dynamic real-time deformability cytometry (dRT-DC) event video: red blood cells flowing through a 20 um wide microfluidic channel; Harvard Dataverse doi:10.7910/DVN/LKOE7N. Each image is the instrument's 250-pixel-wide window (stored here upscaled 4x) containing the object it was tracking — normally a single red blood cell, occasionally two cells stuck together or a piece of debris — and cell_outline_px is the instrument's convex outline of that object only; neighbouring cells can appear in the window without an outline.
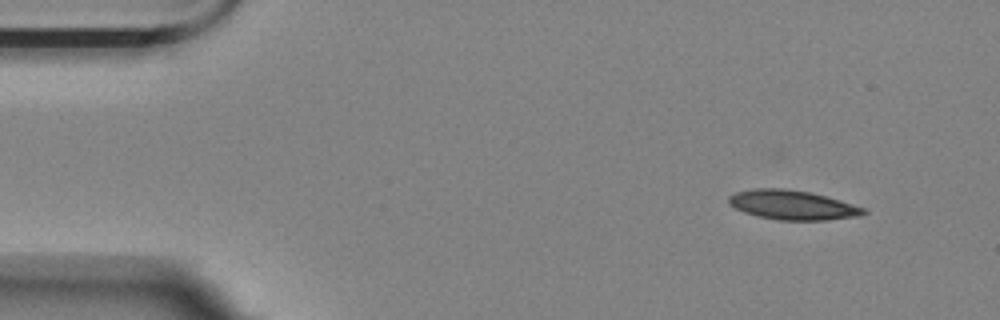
{"species": "Egyptian fruit bat (a non-hibernating species)", "species_latin": "Rousettus aegyptiacus", "temperature_condition": "room temperature", "stored_images_in_passage": 52, "camera_frame_rate_fps": 3000, "um_per_image_px": 0.085, "animal": {"sex": "female"}, "frame": {"image": 1, "passage_image": 1, "time_ms": 0.0, "image_size_px": [1000, 320], "cell_outline_px": [[868, 212], [860, 216], [828, 220], [780, 220], [756, 216], [744, 212], [728, 204], [728, 196], [736, 192], [752, 188], [784, 188], [808, 192], [840, 200], [864, 208]], "centroid_in_image_um": [67.33, 17.42], "position_along_channel_um": 17.7, "area_um2": 23.12}}
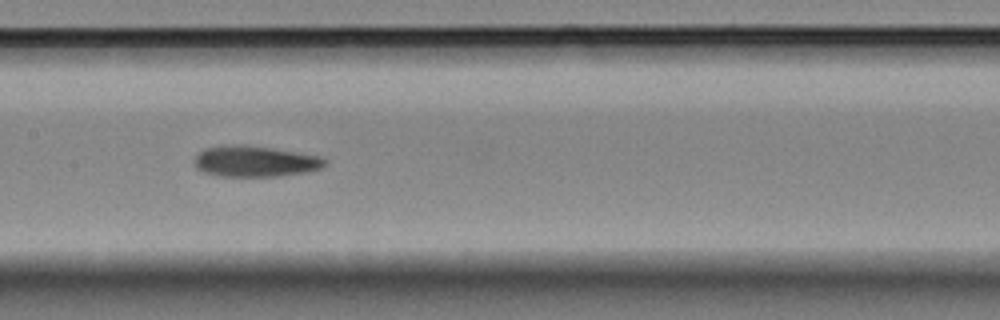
{"frame": {"image": 2, "passage_image": 23, "time_ms": 7.333, "image_size_px": [1000, 320], "cell_outline_px": [[328, 164], [320, 168], [308, 172], [280, 176], [220, 176], [204, 172], [196, 168], [192, 160], [204, 148], [236, 144], [244, 144], [320, 156], [328, 160]], "centroid_in_image_um": [21.68, 13.72], "position_along_channel_um": 185.7, "area_um2": 23.58}}
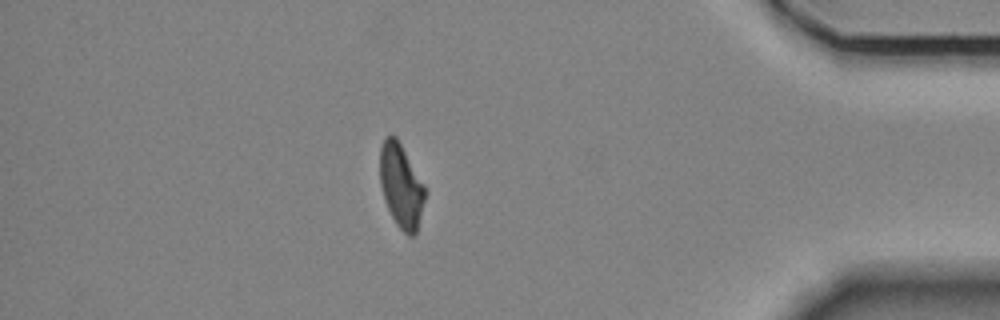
{"frame": {"image": 3, "passage_image": 45, "time_ms": 14.667, "image_size_px": [1000, 320], "cell_outline_px": [[424, 200], [416, 232], [412, 236], [408, 236], [396, 224], [384, 200], [380, 184], [380, 148], [384, 140], [388, 136], [396, 136], [424, 184]], "centroid_in_image_um": [34.07, 15.79], "position_along_channel_um": 401.1, "area_um2": 21.56}}